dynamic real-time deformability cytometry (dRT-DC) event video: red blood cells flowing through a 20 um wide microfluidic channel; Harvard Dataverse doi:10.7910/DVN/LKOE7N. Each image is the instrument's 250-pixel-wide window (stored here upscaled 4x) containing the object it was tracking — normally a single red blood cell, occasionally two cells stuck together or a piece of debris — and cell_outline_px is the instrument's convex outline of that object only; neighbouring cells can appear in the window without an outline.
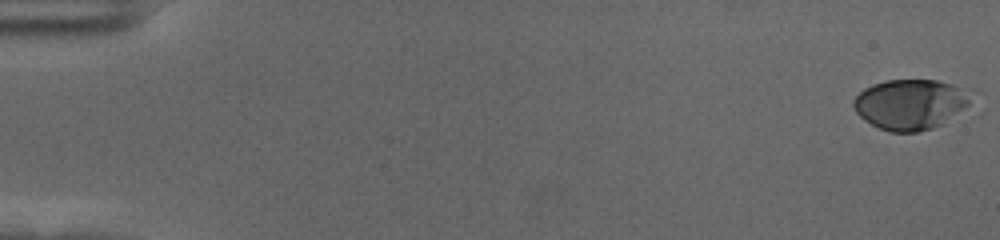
{"species": "human", "species_latin": "Homo sapiens", "temperature_condition": "cold", "stored_images_in_passage": 57, "camera_frame_rate_fps": 3000, "um_per_image_px": 0.085, "donor": {"sex": "female"}, "frame": {"image": 1, "passage_image": 1, "time_ms": 0.0, "image_size_px": [1000, 240], "cell_outline_px": [[972, 88], [968, 104], [940, 124], [932, 128], [916, 132], [888, 132], [864, 120], [856, 112], [852, 104], [852, 100], [864, 88], [872, 84], [888, 80], [936, 80]], "centroid_in_image_um": [77.36, 8.84], "position_along_channel_um": 7.6, "area_um2": 34.33}}
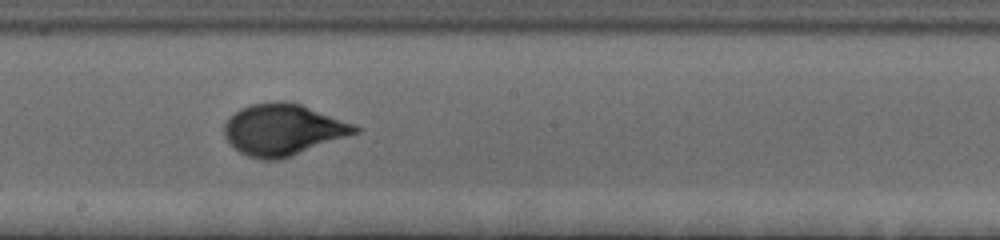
{"frame": {"image": 2, "passage_image": 33, "time_ms": 10.667, "image_size_px": [1000, 240], "cell_outline_px": [[364, 128], [360, 132], [292, 156], [280, 160], [264, 160], [248, 156], [240, 152], [224, 136], [224, 124], [228, 116], [240, 108], [252, 104], [276, 100], [284, 100], [300, 104]], "centroid_in_image_um": [24.05, 11.02], "position_along_channel_um": 224.1, "area_um2": 39.25}}
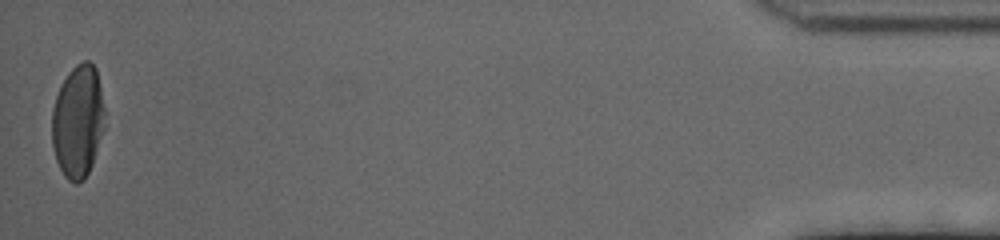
{"frame": {"image": 3, "passage_image": 57, "time_ms": 18.667, "image_size_px": [1000, 240], "cell_outline_px": [[104, 128], [92, 164], [84, 180], [76, 184], [68, 180], [64, 176], [56, 160], [52, 144], [52, 108], [60, 84], [68, 72], [76, 64], [84, 60], [88, 60], [96, 68], [104, 108]], "centroid_in_image_um": [6.6, 10.31], "position_along_channel_um": 428.6, "area_um2": 34.8}, "authors_computed_cell_mechanics": {"area_um2": 35.4314, "velocity_mm_per_s": 3.5911, "shape_relaxation_time_tau1_ms": 3.0486, "shape_relaxation_time_tau2_ms": null, "deformation_change_tau1": 0.1674, "deformation_change_tau2": null}}